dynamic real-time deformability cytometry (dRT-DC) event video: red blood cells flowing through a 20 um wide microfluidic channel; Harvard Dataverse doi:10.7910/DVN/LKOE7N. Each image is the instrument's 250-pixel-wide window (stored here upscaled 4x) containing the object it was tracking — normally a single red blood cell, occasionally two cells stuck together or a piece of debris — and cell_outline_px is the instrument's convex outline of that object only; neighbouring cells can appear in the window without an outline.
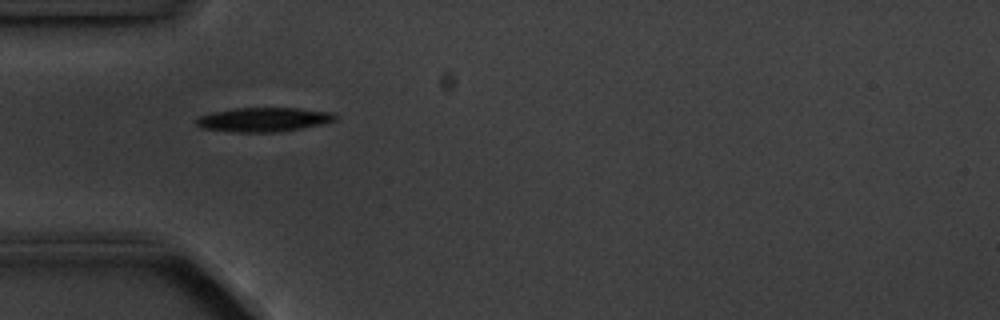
{"species": "common noctule bat (a hibernating species)", "species_latin": "Nyctalus noctula", "temperature_condition": "cold", "stored_images_in_passage": 9, "camera_frame_rate_fps": 3000, "um_per_image_px": 0.085, "animal": {"sex": "male", "body_mass_g": 20.1, "forearm_length_mm": 53.5}, "frame": {"image": 1, "passage_image": 1, "time_ms": 0.0, "image_size_px": [1000, 320], "cell_outline_px": [[336, 120], [320, 124], [280, 132], [236, 132], [200, 128], [196, 124], [196, 120], [200, 116], [212, 112], [236, 108], [296, 108], [332, 112], [336, 116]], "centroid_in_image_um": [22.38, 10.16], "position_along_channel_um": 62.6, "area_um2": 19.42}}
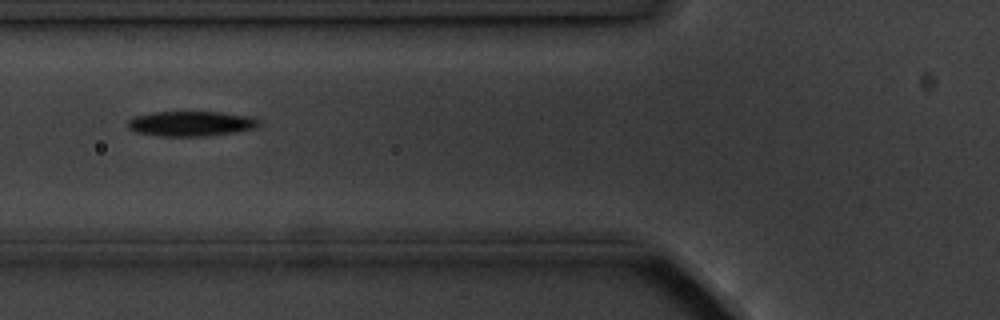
{"frame": {"image": 2, "passage_image": 2, "time_ms": 1.333, "image_size_px": [1000, 320], "cell_outline_px": [[260, 124], [256, 128], [208, 136], [160, 136], [136, 132], [128, 128], [128, 120], [136, 116], [152, 112], [220, 112], [252, 116], [260, 120]], "centroid_in_image_um": [16.25, 10.5], "position_along_channel_um": 109.5, "area_um2": 19.13}}
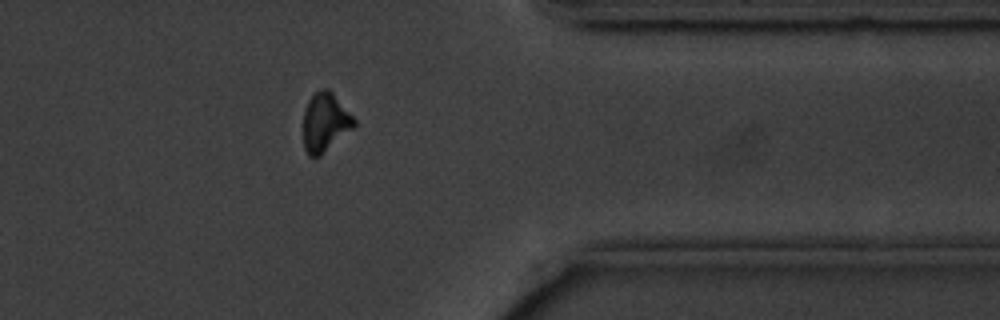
{"frame": {"image": 3, "passage_image": 9, "time_ms": 9.333, "image_size_px": [1000, 320], "cell_outline_px": [[356, 124], [352, 128], [320, 156], [308, 156], [304, 148], [304, 112], [308, 100], [320, 88], [328, 88], [332, 92], [356, 120]], "centroid_in_image_um": [27.62, 10.38], "position_along_channel_um": 383.8, "area_um2": 17.11}}